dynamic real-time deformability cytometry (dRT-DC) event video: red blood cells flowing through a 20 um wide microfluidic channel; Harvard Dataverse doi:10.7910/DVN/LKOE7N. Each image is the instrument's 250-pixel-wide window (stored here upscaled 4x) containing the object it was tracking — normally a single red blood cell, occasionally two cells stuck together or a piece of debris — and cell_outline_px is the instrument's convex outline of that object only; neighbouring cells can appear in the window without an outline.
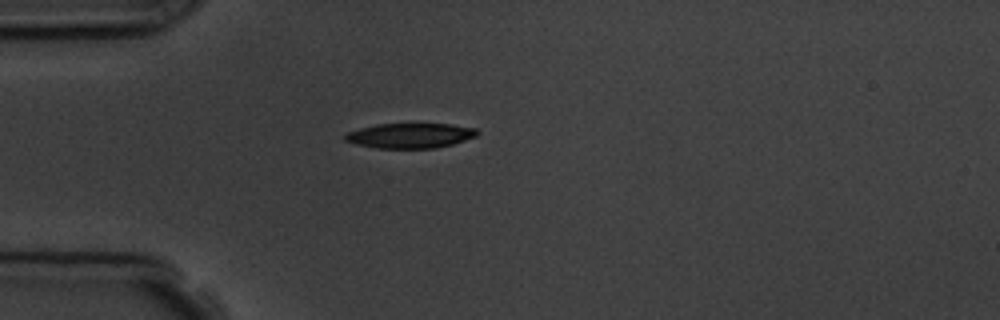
{"species": "common noctule bat (a hibernating species)", "species_latin": "Nyctalus noctula", "temperature_condition": "room temperature", "stored_images_in_passage": 1, "camera_frame_rate_fps": 3000, "um_per_image_px": 0.085, "animal": {"sex": "male", "body_mass_g": 19.5, "forearm_length_mm": 54.6}, "frame": {"image": 1, "passage_image": 1, "time_ms": 0.0, "image_size_px": [1000, 320], "cell_outline_px": [[480, 132], [476, 136], [452, 144], [436, 148], [376, 148], [356, 144], [344, 140], [344, 136], [348, 132], [360, 128], [376, 124], [452, 124], [476, 128]], "centroid_in_image_um": [34.87, 11.52], "position_along_channel_um": 50.1, "area_um2": 19.19}}